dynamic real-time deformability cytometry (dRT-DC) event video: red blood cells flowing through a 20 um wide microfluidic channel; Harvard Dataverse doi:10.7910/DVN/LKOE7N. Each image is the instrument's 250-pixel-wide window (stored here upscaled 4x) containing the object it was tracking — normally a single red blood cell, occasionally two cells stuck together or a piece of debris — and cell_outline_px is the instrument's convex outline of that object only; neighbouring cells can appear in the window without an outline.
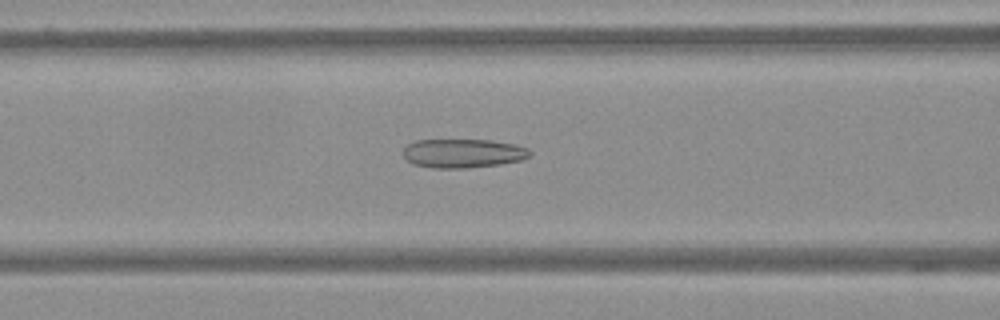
{"species": "Egyptian fruit bat (a non-hibernating species)", "species_latin": "Rousettus aegyptiacus", "temperature_condition": "warm", "stored_images_in_passage": 49, "camera_frame_rate_fps": 3000, "um_per_image_px": 0.085, "frame": {"image": 1, "passage_image": 21, "time_ms": 6.667, "image_size_px": [1000, 320], "cell_outline_px": [[532, 152], [528, 156], [520, 160], [500, 164], [468, 168], [432, 168], [412, 164], [404, 156], [404, 148], [408, 144], [416, 140], [492, 140], [516, 144], [528, 148]], "centroid_in_image_um": [39.36, 13.03], "position_along_channel_um": 127.2, "area_um2": 21.39}}
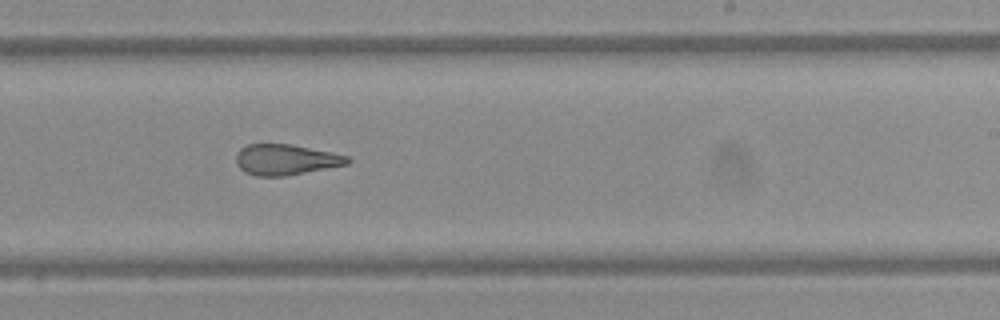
{"frame": {"image": 2, "passage_image": 33, "time_ms": 10.667, "image_size_px": [1000, 320], "cell_outline_px": [[352, 160], [348, 164], [284, 176], [256, 176], [244, 172], [236, 164], [236, 156], [240, 148], [248, 144], [292, 144], [332, 152], [348, 156]], "centroid_in_image_um": [24.28, 13.56], "position_along_channel_um": 264.7, "area_um2": 19.94}}
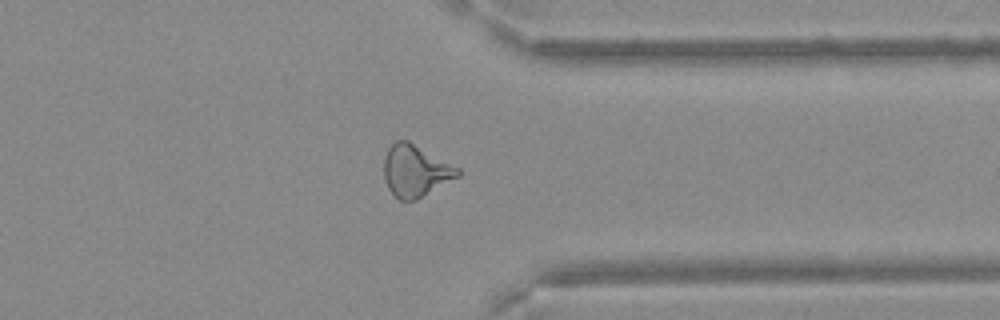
{"frame": {"image": 3, "passage_image": 43, "time_ms": 14.0, "image_size_px": [1000, 320], "cell_outline_px": [[460, 176], [416, 200], [400, 200], [388, 188], [384, 176], [384, 156], [388, 148], [396, 140], [408, 140], [460, 168]], "centroid_in_image_um": [35.32, 14.51], "position_along_channel_um": 376.1, "area_um2": 22.25}}